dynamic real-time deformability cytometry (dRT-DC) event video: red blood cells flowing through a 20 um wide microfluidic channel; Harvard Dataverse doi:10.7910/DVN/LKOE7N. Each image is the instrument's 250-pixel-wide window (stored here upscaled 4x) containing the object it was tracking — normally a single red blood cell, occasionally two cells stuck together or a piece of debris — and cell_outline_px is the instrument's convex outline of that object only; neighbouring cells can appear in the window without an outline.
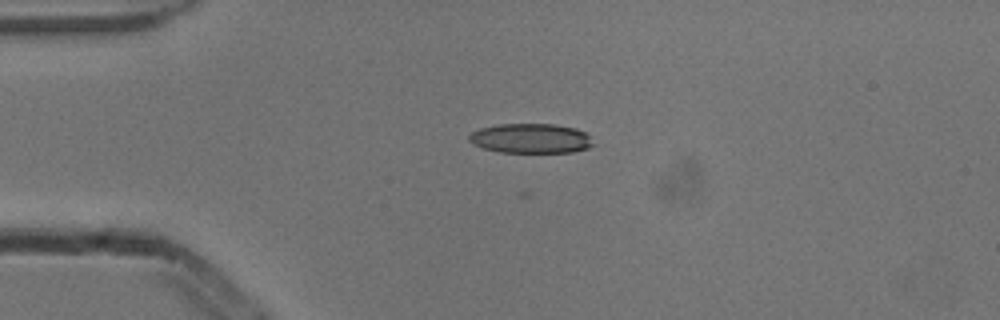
{"species": "common noctule bat (a hibernating species)", "species_latin": "Nyctalus noctula", "temperature_condition": "cold", "stored_images_in_passage": 4, "camera_frame_rate_fps": 3000, "um_per_image_px": 0.085, "animal": {"sex": "male", "body_mass_g": 13.3}, "frame": {"image": 1, "passage_image": 3, "time_ms": 0.667, "image_size_px": [1000, 320], "cell_outline_px": [[596, 144], [588, 148], [572, 152], [500, 152], [484, 148], [468, 140], [468, 136], [472, 132], [480, 128], [500, 124], [556, 124], [576, 128], [584, 132]], "centroid_in_image_um": [45.15, 11.76], "position_along_channel_um": 39.9, "area_um2": 21.39}}